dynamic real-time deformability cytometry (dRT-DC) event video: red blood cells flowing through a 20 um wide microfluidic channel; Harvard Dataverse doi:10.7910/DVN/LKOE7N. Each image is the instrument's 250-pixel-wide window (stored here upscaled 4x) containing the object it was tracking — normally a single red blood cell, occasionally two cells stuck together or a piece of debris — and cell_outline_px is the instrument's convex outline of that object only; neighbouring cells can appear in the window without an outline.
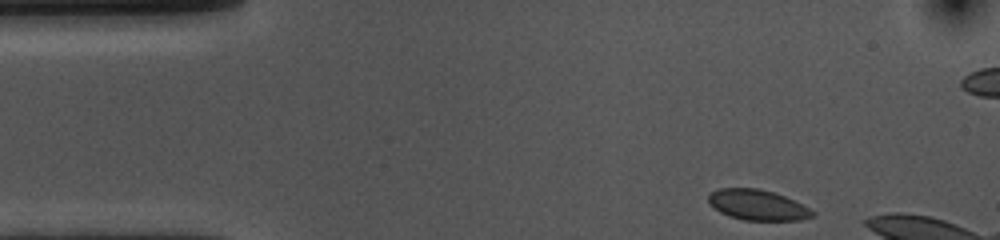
{"species": "common noctule bat (a hibernating species)", "species_latin": "Nyctalus noctula", "temperature_condition": "cold", "stored_images_in_passage": 7, "camera_frame_rate_fps": 3000, "um_per_image_px": 0.085, "animal": {"sex": "female", "body_mass_g": 10.0, "forearm_length_mm": 53.1}, "frame": {"image": 1, "passage_image": 1, "time_ms": 0.0, "image_size_px": [1000, 240], "cell_outline_px": [[816, 216], [800, 220], [744, 220], [728, 216], [720, 212], [708, 200], [708, 196], [712, 192], [720, 188], [760, 188], [784, 196], [816, 212]], "centroid_in_image_um": [64.41, 17.43], "position_along_channel_um": 20.6, "area_um2": 18.26}}